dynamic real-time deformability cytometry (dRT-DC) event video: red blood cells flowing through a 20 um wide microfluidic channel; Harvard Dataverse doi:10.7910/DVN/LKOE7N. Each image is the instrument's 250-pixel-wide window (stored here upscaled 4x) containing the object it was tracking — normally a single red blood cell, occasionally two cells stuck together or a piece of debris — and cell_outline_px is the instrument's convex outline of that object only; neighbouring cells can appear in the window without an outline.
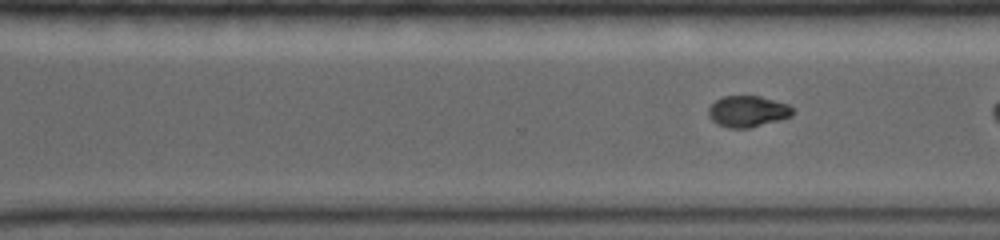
{"species": "common noctule bat (a hibernating species)", "species_latin": "Nyctalus noctula", "temperature_condition": "warm", "stored_images_in_passage": 38, "camera_frame_rate_fps": 5000, "um_per_image_px": 0.085, "animal": {"sex": "female", "body_mass_g": 19.0, "forearm_length_mm": 56.7}, "frame": {"image": 1, "passage_image": 33, "time_ms": 6.2, "image_size_px": [1000, 240], "cell_outline_px": [[796, 112], [792, 116], [780, 120], [748, 128], [728, 128], [716, 124], [708, 116], [708, 108], [716, 100], [724, 96], [760, 96], [788, 104]], "centroid_in_image_um": [63.56, 9.47], "position_along_channel_um": 307.0, "area_um2": 15.43}}